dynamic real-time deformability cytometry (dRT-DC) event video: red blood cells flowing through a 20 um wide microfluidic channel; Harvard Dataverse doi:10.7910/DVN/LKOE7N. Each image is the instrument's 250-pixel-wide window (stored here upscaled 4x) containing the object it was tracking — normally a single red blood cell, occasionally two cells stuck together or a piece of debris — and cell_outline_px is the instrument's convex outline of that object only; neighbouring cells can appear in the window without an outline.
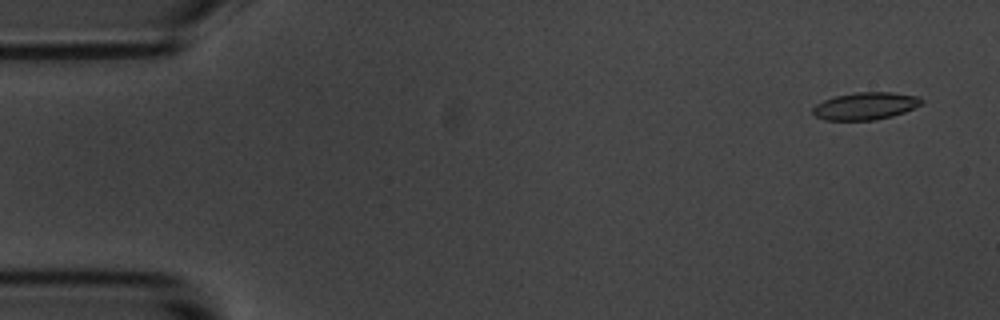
{"species": "common noctule bat (a hibernating species)", "species_latin": "Nyctalus noctula", "temperature_condition": "room temperature", "stored_images_in_passage": 4, "camera_frame_rate_fps": 3000, "um_per_image_px": 0.085, "animal": {"sex": "male", "body_mass_g": 20.1, "forearm_length_mm": 53.5}, "frame": {"image": 1, "passage_image": 1, "time_ms": 0.0, "image_size_px": [1000, 320], "cell_outline_px": [[924, 100], [920, 104], [904, 112], [892, 116], [876, 120], [824, 120], [816, 116], [812, 112], [812, 108], [816, 104], [824, 100], [836, 96], [856, 92], [892, 92], [920, 96]], "centroid_in_image_um": [73.56, 9.01], "position_along_channel_um": 11.4, "area_um2": 17.34}}
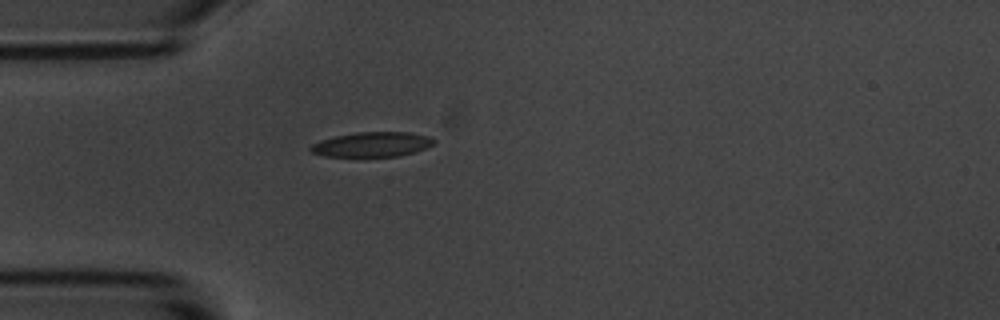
{"frame": {"image": 2, "passage_image": 4, "time_ms": 4.333, "image_size_px": [1000, 320], "cell_outline_px": [[436, 140], [432, 144], [416, 152], [400, 156], [356, 160], [324, 156], [312, 152], [308, 148], [312, 144], [320, 140], [336, 136], [356, 132], [408, 132], [428, 136]], "centroid_in_image_um": [31.56, 12.34], "position_along_channel_um": 53.4, "area_um2": 18.79}}